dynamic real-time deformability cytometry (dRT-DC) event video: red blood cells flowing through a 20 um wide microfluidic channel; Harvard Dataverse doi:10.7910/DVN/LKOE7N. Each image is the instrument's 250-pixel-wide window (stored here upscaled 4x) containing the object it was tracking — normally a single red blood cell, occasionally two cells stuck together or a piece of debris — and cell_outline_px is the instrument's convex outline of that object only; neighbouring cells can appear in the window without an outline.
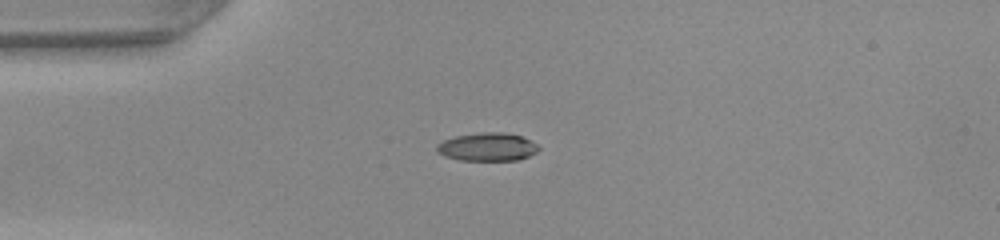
{"species": "common noctule bat (a hibernating species)", "species_latin": "Nyctalus noctula", "temperature_condition": "warm", "stored_images_in_passage": 37, "camera_frame_rate_fps": 3000, "um_per_image_px": 0.085, "animal": {"sex": "female", "body_mass_g": 22.0, "forearm_length_mm": 56.7}, "frame": {"image": 1, "passage_image": 1, "time_ms": 0.0, "image_size_px": [1000, 240], "cell_outline_px": [[540, 148], [536, 152], [520, 160], [460, 160], [444, 156], [436, 152], [436, 144], [444, 140], [456, 136], [484, 132], [504, 132], [520, 136], [536, 144]], "centroid_in_image_um": [41.4, 12.49], "position_along_channel_um": 43.6, "area_um2": 16.65}}
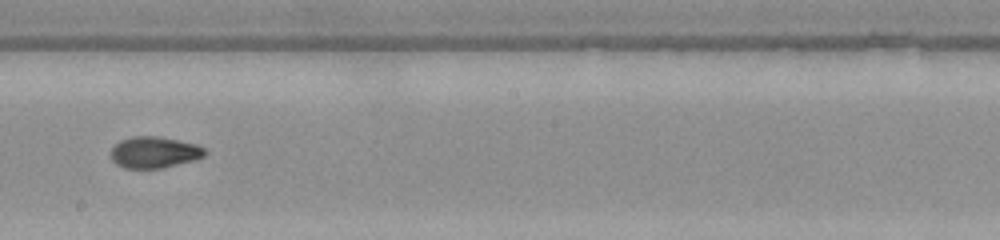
{"frame": {"image": 2, "passage_image": 16, "time_ms": 5.0, "image_size_px": [1000, 240], "cell_outline_px": [[204, 156], [196, 160], [164, 168], [124, 168], [116, 164], [112, 160], [112, 148], [120, 140], [132, 136], [156, 136], [196, 144], [204, 148]], "centroid_in_image_um": [13.11, 12.96], "position_along_channel_um": 235.1, "area_um2": 17.11}}
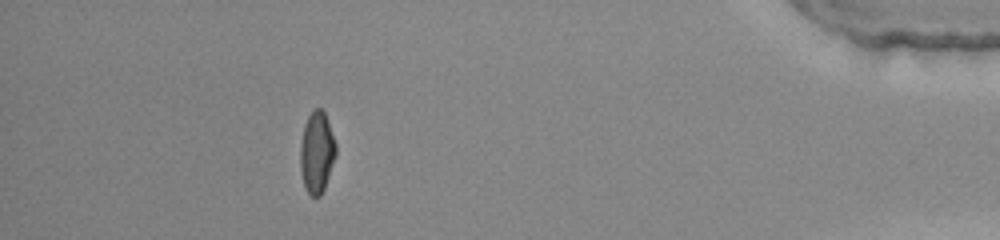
{"frame": {"image": 3, "passage_image": 32, "time_ms": 10.333, "image_size_px": [1000, 240], "cell_outline_px": [[336, 156], [324, 188], [320, 196], [312, 196], [304, 188], [300, 168], [300, 144], [304, 124], [312, 108], [320, 108], [324, 112], [328, 120], [336, 144]], "centroid_in_image_um": [26.92, 12.92], "position_along_channel_um": 408.3, "area_um2": 17.05}, "authors_computed_cell_mechanics": {"area_um2": 16.9932, "velocity_mm_per_s": 4.2674, "shape_relaxation_time_tau1_ms": 4.6826, "shape_relaxation_time_tau2_ms": 0.9896, "deformation_change_tau1": 0.2178, "deformation_change_tau2": 0.0564}}